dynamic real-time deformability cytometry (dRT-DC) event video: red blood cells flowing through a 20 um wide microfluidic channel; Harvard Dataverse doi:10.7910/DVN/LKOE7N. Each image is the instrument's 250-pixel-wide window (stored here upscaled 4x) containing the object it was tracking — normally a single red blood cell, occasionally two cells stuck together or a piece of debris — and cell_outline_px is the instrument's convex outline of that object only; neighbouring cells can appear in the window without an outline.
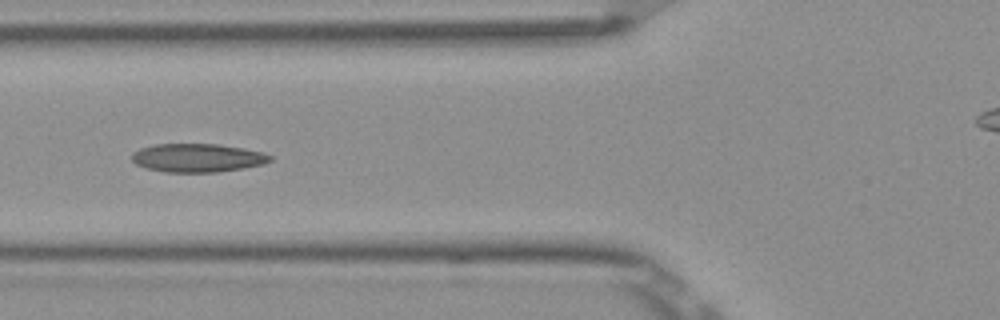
{"species": "Egyptian fruit bat (a non-hibernating species)", "species_latin": "Rousettus aegyptiacus", "temperature_condition": "room temperature", "stored_images_in_passage": 7, "camera_frame_rate_fps": 3000, "um_per_image_px": 0.085, "frame": {"image": 1, "passage_image": 7, "time_ms": 2.0, "image_size_px": [1000, 320], "cell_outline_px": [[272, 160], [264, 164], [244, 168], [220, 172], [164, 172], [148, 168], [136, 164], [132, 160], [132, 152], [140, 148], [156, 144], [220, 144], [244, 148], [264, 152], [272, 156]], "centroid_in_image_um": [16.83, 13.41], "position_along_channel_um": 109.0, "area_um2": 23.12}}